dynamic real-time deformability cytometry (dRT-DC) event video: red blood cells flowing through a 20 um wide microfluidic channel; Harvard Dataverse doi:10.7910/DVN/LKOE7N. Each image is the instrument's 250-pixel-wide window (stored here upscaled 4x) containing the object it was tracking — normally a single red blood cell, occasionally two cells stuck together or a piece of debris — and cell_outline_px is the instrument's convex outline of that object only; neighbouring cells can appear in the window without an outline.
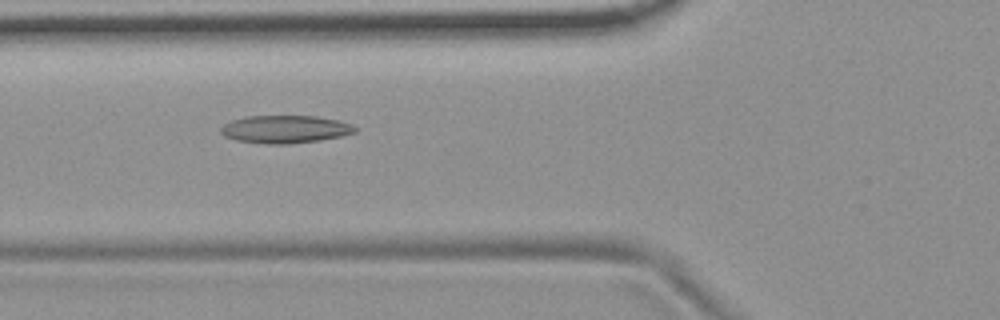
{"species": "common noctule bat (a hibernating species)", "species_latin": "Nyctalus noctula", "temperature_condition": "room temperature", "stored_images_in_passage": 10, "camera_frame_rate_fps": 3000, "um_per_image_px": 0.085, "animal": {"sex": "female", "body_mass_g": 19.9}, "frame": {"image": 1, "passage_image": 6, "time_ms": 1.667, "image_size_px": [1000, 320], "cell_outline_px": [[356, 132], [340, 136], [320, 140], [288, 144], [268, 144], [236, 140], [224, 136], [220, 132], [220, 128], [224, 124], [232, 120], [244, 116], [316, 116], [340, 120], [352, 124], [356, 128]], "centroid_in_image_um": [24.23, 10.98], "position_along_channel_um": 101.6, "area_um2": 21.79}}
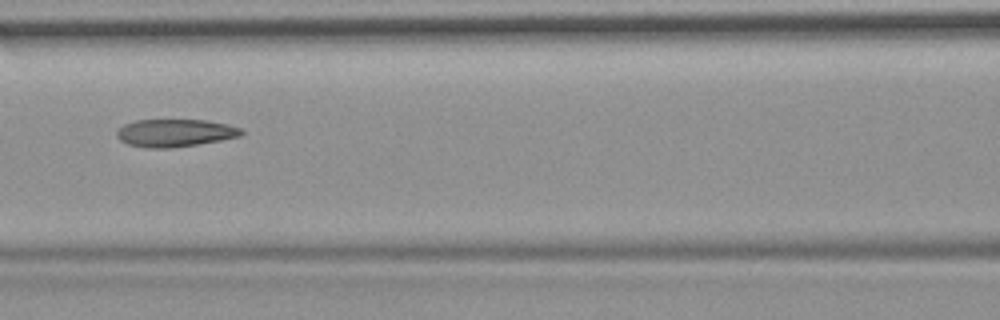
{"frame": {"image": 2, "passage_image": 7, "time_ms": 2.0, "image_size_px": [1000, 320], "cell_outline_px": [[244, 132], [240, 136], [220, 140], [196, 144], [168, 148], [144, 148], [128, 144], [120, 140], [116, 136], [116, 132], [124, 124], [136, 120], [208, 120], [228, 124], [240, 128]], "centroid_in_image_um": [14.86, 11.29], "position_along_channel_um": 151.7, "area_um2": 20.0}}
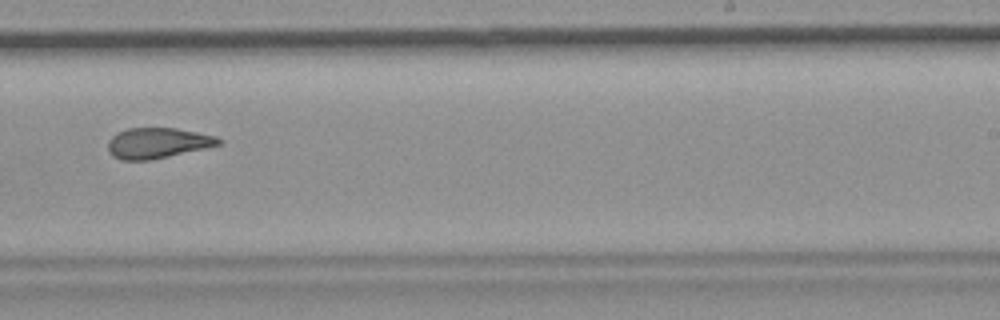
{"frame": {"image": 3, "passage_image": 10, "time_ms": 3.0, "image_size_px": [1000, 320], "cell_outline_px": [[220, 144], [204, 148], [168, 156], [148, 160], [120, 160], [112, 156], [108, 148], [108, 140], [116, 132], [128, 128], [176, 128], [216, 136], [220, 140]], "centroid_in_image_um": [13.33, 12.15], "position_along_channel_um": 275.7, "area_um2": 19.48}}